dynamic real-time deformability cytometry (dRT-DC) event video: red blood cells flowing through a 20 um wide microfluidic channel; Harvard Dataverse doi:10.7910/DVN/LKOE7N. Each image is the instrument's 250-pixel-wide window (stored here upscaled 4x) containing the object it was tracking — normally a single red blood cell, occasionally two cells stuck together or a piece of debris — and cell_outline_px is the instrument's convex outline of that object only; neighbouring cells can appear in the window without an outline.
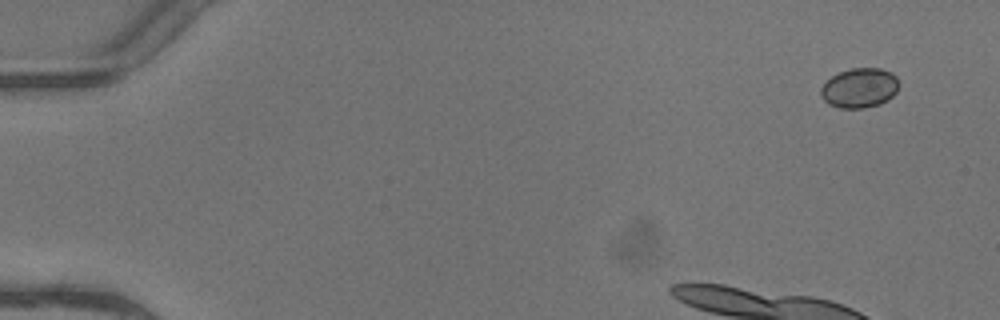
{"species": "common noctule bat (a hibernating species)", "species_latin": "Nyctalus noctula", "temperature_condition": "warm", "stored_images_in_passage": 4, "camera_frame_rate_fps": 3000, "um_per_image_px": 0.085, "animal": {"sex": "female"}, "frame": {"image": 1, "passage_image": 1, "time_ms": 0.0, "image_size_px": [1000, 320], "cell_outline_px": [[900, 84], [896, 92], [888, 100], [880, 104], [860, 108], [840, 108], [828, 104], [820, 96], [820, 88], [832, 76], [840, 72], [852, 68], [880, 68], [892, 72], [896, 76]], "centroid_in_image_um": [73.07, 7.47], "position_along_channel_um": 11.9, "area_um2": 18.15}}